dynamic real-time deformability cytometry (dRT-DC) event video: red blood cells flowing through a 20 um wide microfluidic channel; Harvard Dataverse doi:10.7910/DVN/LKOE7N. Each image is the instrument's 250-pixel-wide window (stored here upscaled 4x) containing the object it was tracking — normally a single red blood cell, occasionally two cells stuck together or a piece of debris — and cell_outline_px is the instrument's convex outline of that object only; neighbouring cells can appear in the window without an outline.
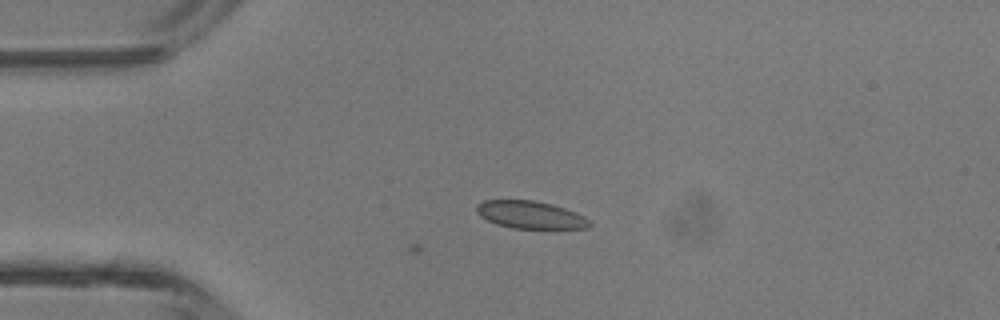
{"species": "common noctule bat (a hibernating species)", "species_latin": "Nyctalus noctula", "temperature_condition": "room temperature", "stored_images_in_passage": 6, "camera_frame_rate_fps": 3000, "um_per_image_px": 0.085, "animal": {"sex": "male", "body_mass_g": 13.3}, "frame": {"image": 1, "passage_image": 4, "time_ms": 3.333, "image_size_px": [1000, 320], "cell_outline_px": [[592, 224], [588, 228], [512, 228], [496, 224], [480, 216], [476, 212], [476, 204], [484, 200], [532, 200], [552, 204], [564, 208], [584, 216]], "centroid_in_image_um": [45.05, 18.25], "position_along_channel_um": 40.0, "area_um2": 18.03}}
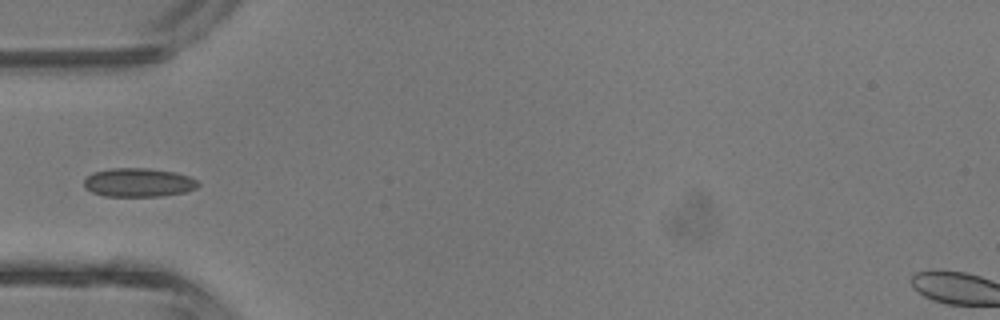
{"frame": {"image": 2, "passage_image": 5, "time_ms": 4.667, "image_size_px": [1000, 320], "cell_outline_px": [[200, 184], [196, 188], [184, 192], [164, 196], [104, 196], [92, 192], [84, 188], [84, 180], [92, 172], [112, 168], [148, 168], [176, 172], [188, 176], [196, 180]], "centroid_in_image_um": [11.76, 15.51], "position_along_channel_um": 73.2, "area_um2": 19.19}}
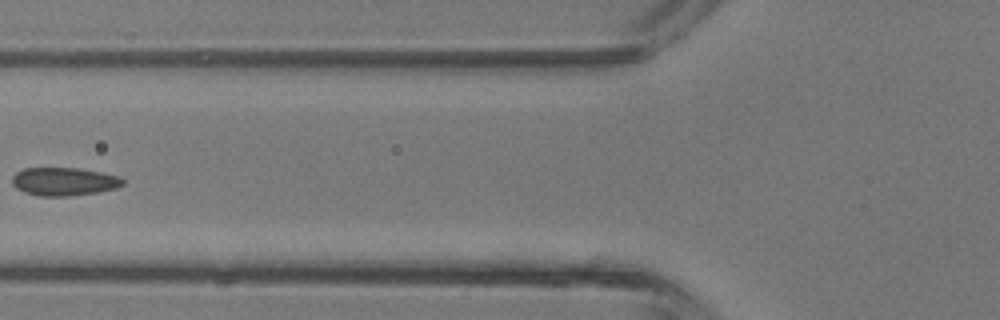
{"frame": {"image": 3, "passage_image": 6, "time_ms": 5.667, "image_size_px": [1000, 320], "cell_outline_px": [[124, 184], [116, 188], [96, 192], [68, 196], [40, 196], [24, 192], [16, 188], [12, 184], [12, 176], [16, 172], [24, 168], [80, 168], [120, 176], [124, 180]], "centroid_in_image_um": [5.43, 15.42], "position_along_channel_um": 120.4, "area_um2": 18.21}}